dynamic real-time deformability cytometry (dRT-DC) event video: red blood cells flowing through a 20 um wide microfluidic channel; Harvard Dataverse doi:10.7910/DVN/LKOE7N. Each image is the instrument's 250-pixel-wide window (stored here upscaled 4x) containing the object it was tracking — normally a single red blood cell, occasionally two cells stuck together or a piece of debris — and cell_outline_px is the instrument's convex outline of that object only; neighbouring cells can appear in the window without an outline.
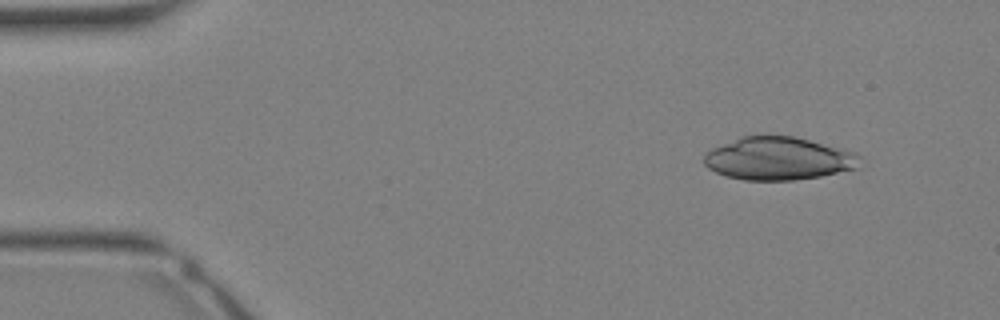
{"species": "Egyptian fruit bat (a non-hibernating species)", "species_latin": "Rousettus aegyptiacus", "temperature_condition": "warm", "stored_images_in_passage": 10, "camera_frame_rate_fps": 3000, "um_per_image_px": 0.085, "animal": {"sex": "female"}, "frame": {"image": 1, "passage_image": 1, "time_ms": 0.0, "image_size_px": [1000, 320], "cell_outline_px": [[860, 156], [856, 168], [820, 176], [796, 180], [744, 180], [728, 176], [716, 172], [708, 168], [704, 164], [704, 156], [712, 148], [744, 136], [792, 136], [856, 152]], "centroid_in_image_um": [66.16, 13.49], "position_along_channel_um": 18.8, "area_um2": 38.38}}